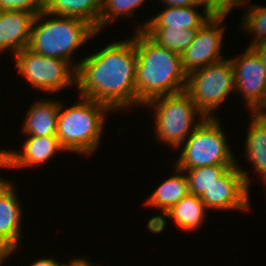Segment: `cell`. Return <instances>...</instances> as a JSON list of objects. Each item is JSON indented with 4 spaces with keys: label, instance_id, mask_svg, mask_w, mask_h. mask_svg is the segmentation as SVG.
<instances>
[{
    "label": "cell",
    "instance_id": "cell-1",
    "mask_svg": "<svg viewBox=\"0 0 266 266\" xmlns=\"http://www.w3.org/2000/svg\"><path fill=\"white\" fill-rule=\"evenodd\" d=\"M103 47L81 59L74 85L78 96L105 104L112 111L138 109L134 34Z\"/></svg>",
    "mask_w": 266,
    "mask_h": 266
},
{
    "label": "cell",
    "instance_id": "cell-2",
    "mask_svg": "<svg viewBox=\"0 0 266 266\" xmlns=\"http://www.w3.org/2000/svg\"><path fill=\"white\" fill-rule=\"evenodd\" d=\"M137 53L135 87L138 108L149 100L180 93L187 85L181 55L152 41L143 31H133Z\"/></svg>",
    "mask_w": 266,
    "mask_h": 266
},
{
    "label": "cell",
    "instance_id": "cell-3",
    "mask_svg": "<svg viewBox=\"0 0 266 266\" xmlns=\"http://www.w3.org/2000/svg\"><path fill=\"white\" fill-rule=\"evenodd\" d=\"M97 36L95 28L85 20L44 10L34 18L28 48L37 54L64 60L77 69L81 60L76 61L74 53Z\"/></svg>",
    "mask_w": 266,
    "mask_h": 266
},
{
    "label": "cell",
    "instance_id": "cell-4",
    "mask_svg": "<svg viewBox=\"0 0 266 266\" xmlns=\"http://www.w3.org/2000/svg\"><path fill=\"white\" fill-rule=\"evenodd\" d=\"M78 98L69 107L60 101L56 136L66 153L89 157L100 148L106 119L113 111L107 105L92 99Z\"/></svg>",
    "mask_w": 266,
    "mask_h": 266
},
{
    "label": "cell",
    "instance_id": "cell-5",
    "mask_svg": "<svg viewBox=\"0 0 266 266\" xmlns=\"http://www.w3.org/2000/svg\"><path fill=\"white\" fill-rule=\"evenodd\" d=\"M143 107L147 108L145 110L153 111V131L156 139L160 143H165L173 151L206 118L197 109L196 104L185 90L153 98Z\"/></svg>",
    "mask_w": 266,
    "mask_h": 266
},
{
    "label": "cell",
    "instance_id": "cell-6",
    "mask_svg": "<svg viewBox=\"0 0 266 266\" xmlns=\"http://www.w3.org/2000/svg\"><path fill=\"white\" fill-rule=\"evenodd\" d=\"M221 117L205 118L177 148L179 158L174 163L179 170L211 165H236ZM180 149V150H179Z\"/></svg>",
    "mask_w": 266,
    "mask_h": 266
},
{
    "label": "cell",
    "instance_id": "cell-7",
    "mask_svg": "<svg viewBox=\"0 0 266 266\" xmlns=\"http://www.w3.org/2000/svg\"><path fill=\"white\" fill-rule=\"evenodd\" d=\"M185 91L205 117H218L217 111L235 93L234 71L229 58L190 73Z\"/></svg>",
    "mask_w": 266,
    "mask_h": 266
},
{
    "label": "cell",
    "instance_id": "cell-8",
    "mask_svg": "<svg viewBox=\"0 0 266 266\" xmlns=\"http://www.w3.org/2000/svg\"><path fill=\"white\" fill-rule=\"evenodd\" d=\"M16 71L35 91L52 95L76 84V69L55 57L37 54L28 47L13 57Z\"/></svg>",
    "mask_w": 266,
    "mask_h": 266
},
{
    "label": "cell",
    "instance_id": "cell-9",
    "mask_svg": "<svg viewBox=\"0 0 266 266\" xmlns=\"http://www.w3.org/2000/svg\"><path fill=\"white\" fill-rule=\"evenodd\" d=\"M252 176L237 164L230 167L219 179L209 186L200 196L207 210L240 211L244 213L251 211V188Z\"/></svg>",
    "mask_w": 266,
    "mask_h": 266
},
{
    "label": "cell",
    "instance_id": "cell-10",
    "mask_svg": "<svg viewBox=\"0 0 266 266\" xmlns=\"http://www.w3.org/2000/svg\"><path fill=\"white\" fill-rule=\"evenodd\" d=\"M240 53L229 58L234 71L235 92L240 94L247 111L254 113L266 101V70L250 47Z\"/></svg>",
    "mask_w": 266,
    "mask_h": 266
},
{
    "label": "cell",
    "instance_id": "cell-11",
    "mask_svg": "<svg viewBox=\"0 0 266 266\" xmlns=\"http://www.w3.org/2000/svg\"><path fill=\"white\" fill-rule=\"evenodd\" d=\"M226 18L212 17L196 32L194 41L181 54V62L187 76L207 65L221 61L225 57L224 48Z\"/></svg>",
    "mask_w": 266,
    "mask_h": 266
},
{
    "label": "cell",
    "instance_id": "cell-12",
    "mask_svg": "<svg viewBox=\"0 0 266 266\" xmlns=\"http://www.w3.org/2000/svg\"><path fill=\"white\" fill-rule=\"evenodd\" d=\"M3 177H0V245L9 252V258H12L14 252L17 254L22 248L25 213L20 196L16 193L18 185Z\"/></svg>",
    "mask_w": 266,
    "mask_h": 266
},
{
    "label": "cell",
    "instance_id": "cell-13",
    "mask_svg": "<svg viewBox=\"0 0 266 266\" xmlns=\"http://www.w3.org/2000/svg\"><path fill=\"white\" fill-rule=\"evenodd\" d=\"M26 137V138H25ZM23 150L9 148L4 170L32 169L47 164L58 152L65 150L60 146L57 136H24Z\"/></svg>",
    "mask_w": 266,
    "mask_h": 266
},
{
    "label": "cell",
    "instance_id": "cell-14",
    "mask_svg": "<svg viewBox=\"0 0 266 266\" xmlns=\"http://www.w3.org/2000/svg\"><path fill=\"white\" fill-rule=\"evenodd\" d=\"M35 15L26 11H0V55L14 57L28 47Z\"/></svg>",
    "mask_w": 266,
    "mask_h": 266
},
{
    "label": "cell",
    "instance_id": "cell-15",
    "mask_svg": "<svg viewBox=\"0 0 266 266\" xmlns=\"http://www.w3.org/2000/svg\"><path fill=\"white\" fill-rule=\"evenodd\" d=\"M161 7L163 10L161 8V11L155 13L156 15L151 16L152 18L149 16V19L144 21L143 24L134 23V26H138L133 30L143 31L144 28H176L181 30L187 28L199 29L212 18L207 13L204 5Z\"/></svg>",
    "mask_w": 266,
    "mask_h": 266
},
{
    "label": "cell",
    "instance_id": "cell-16",
    "mask_svg": "<svg viewBox=\"0 0 266 266\" xmlns=\"http://www.w3.org/2000/svg\"><path fill=\"white\" fill-rule=\"evenodd\" d=\"M208 210L200 196L188 194L176 203L162 218H160L149 230L151 234H159L167 228V221L175 223L176 228L183 232H194L205 222Z\"/></svg>",
    "mask_w": 266,
    "mask_h": 266
},
{
    "label": "cell",
    "instance_id": "cell-17",
    "mask_svg": "<svg viewBox=\"0 0 266 266\" xmlns=\"http://www.w3.org/2000/svg\"><path fill=\"white\" fill-rule=\"evenodd\" d=\"M175 170L171 175L159 183L156 189L147 197L142 204L148 209H158L160 214H156L148 220L146 229H150L160 218H162L176 203L189 194L188 181L185 173L174 166ZM173 173V174H172Z\"/></svg>",
    "mask_w": 266,
    "mask_h": 266
},
{
    "label": "cell",
    "instance_id": "cell-18",
    "mask_svg": "<svg viewBox=\"0 0 266 266\" xmlns=\"http://www.w3.org/2000/svg\"><path fill=\"white\" fill-rule=\"evenodd\" d=\"M54 98H37L27 108L23 124L24 136H56L60 101Z\"/></svg>",
    "mask_w": 266,
    "mask_h": 266
},
{
    "label": "cell",
    "instance_id": "cell-19",
    "mask_svg": "<svg viewBox=\"0 0 266 266\" xmlns=\"http://www.w3.org/2000/svg\"><path fill=\"white\" fill-rule=\"evenodd\" d=\"M249 124L245 137L243 154L252 164L253 173L258 175L266 186V124L255 114L249 113Z\"/></svg>",
    "mask_w": 266,
    "mask_h": 266
},
{
    "label": "cell",
    "instance_id": "cell-20",
    "mask_svg": "<svg viewBox=\"0 0 266 266\" xmlns=\"http://www.w3.org/2000/svg\"><path fill=\"white\" fill-rule=\"evenodd\" d=\"M102 0H44V10L53 15L76 17L91 24L98 33Z\"/></svg>",
    "mask_w": 266,
    "mask_h": 266
},
{
    "label": "cell",
    "instance_id": "cell-21",
    "mask_svg": "<svg viewBox=\"0 0 266 266\" xmlns=\"http://www.w3.org/2000/svg\"><path fill=\"white\" fill-rule=\"evenodd\" d=\"M198 29L144 28L143 32L156 44L182 54L194 41Z\"/></svg>",
    "mask_w": 266,
    "mask_h": 266
},
{
    "label": "cell",
    "instance_id": "cell-22",
    "mask_svg": "<svg viewBox=\"0 0 266 266\" xmlns=\"http://www.w3.org/2000/svg\"><path fill=\"white\" fill-rule=\"evenodd\" d=\"M147 0H102V8L98 20V34L106 31V27L118 20L135 18V12ZM151 1V0H148ZM123 18V19H122Z\"/></svg>",
    "mask_w": 266,
    "mask_h": 266
},
{
    "label": "cell",
    "instance_id": "cell-23",
    "mask_svg": "<svg viewBox=\"0 0 266 266\" xmlns=\"http://www.w3.org/2000/svg\"><path fill=\"white\" fill-rule=\"evenodd\" d=\"M242 10L245 11L242 12L243 18H241L240 30H242V33L245 32V35L250 33L252 38L246 47L266 42V6L249 2Z\"/></svg>",
    "mask_w": 266,
    "mask_h": 266
},
{
    "label": "cell",
    "instance_id": "cell-24",
    "mask_svg": "<svg viewBox=\"0 0 266 266\" xmlns=\"http://www.w3.org/2000/svg\"><path fill=\"white\" fill-rule=\"evenodd\" d=\"M234 165H211L201 166L191 169H184L188 181L189 194L201 196L206 189L211 186Z\"/></svg>",
    "mask_w": 266,
    "mask_h": 266
},
{
    "label": "cell",
    "instance_id": "cell-25",
    "mask_svg": "<svg viewBox=\"0 0 266 266\" xmlns=\"http://www.w3.org/2000/svg\"><path fill=\"white\" fill-rule=\"evenodd\" d=\"M250 0H202L207 13L215 18H227L231 11L238 7H246Z\"/></svg>",
    "mask_w": 266,
    "mask_h": 266
},
{
    "label": "cell",
    "instance_id": "cell-26",
    "mask_svg": "<svg viewBox=\"0 0 266 266\" xmlns=\"http://www.w3.org/2000/svg\"><path fill=\"white\" fill-rule=\"evenodd\" d=\"M19 10L34 14L44 11V0H0V11Z\"/></svg>",
    "mask_w": 266,
    "mask_h": 266
},
{
    "label": "cell",
    "instance_id": "cell-27",
    "mask_svg": "<svg viewBox=\"0 0 266 266\" xmlns=\"http://www.w3.org/2000/svg\"><path fill=\"white\" fill-rule=\"evenodd\" d=\"M159 4L162 6H177V7H187L193 5H203L202 0H158Z\"/></svg>",
    "mask_w": 266,
    "mask_h": 266
},
{
    "label": "cell",
    "instance_id": "cell-28",
    "mask_svg": "<svg viewBox=\"0 0 266 266\" xmlns=\"http://www.w3.org/2000/svg\"><path fill=\"white\" fill-rule=\"evenodd\" d=\"M260 58L265 70H266V42L259 43L250 47Z\"/></svg>",
    "mask_w": 266,
    "mask_h": 266
},
{
    "label": "cell",
    "instance_id": "cell-29",
    "mask_svg": "<svg viewBox=\"0 0 266 266\" xmlns=\"http://www.w3.org/2000/svg\"><path fill=\"white\" fill-rule=\"evenodd\" d=\"M44 257L32 261V263L29 264V266H57L58 261L55 260L52 256L49 257L44 256Z\"/></svg>",
    "mask_w": 266,
    "mask_h": 266
},
{
    "label": "cell",
    "instance_id": "cell-30",
    "mask_svg": "<svg viewBox=\"0 0 266 266\" xmlns=\"http://www.w3.org/2000/svg\"><path fill=\"white\" fill-rule=\"evenodd\" d=\"M89 259H87V257L83 256V257H74L71 260L67 261L69 263H61L57 262V266H83Z\"/></svg>",
    "mask_w": 266,
    "mask_h": 266
},
{
    "label": "cell",
    "instance_id": "cell-31",
    "mask_svg": "<svg viewBox=\"0 0 266 266\" xmlns=\"http://www.w3.org/2000/svg\"><path fill=\"white\" fill-rule=\"evenodd\" d=\"M6 260H9V252L0 245V266H6Z\"/></svg>",
    "mask_w": 266,
    "mask_h": 266
},
{
    "label": "cell",
    "instance_id": "cell-32",
    "mask_svg": "<svg viewBox=\"0 0 266 266\" xmlns=\"http://www.w3.org/2000/svg\"><path fill=\"white\" fill-rule=\"evenodd\" d=\"M8 156V149H0V170L5 167L6 160Z\"/></svg>",
    "mask_w": 266,
    "mask_h": 266
},
{
    "label": "cell",
    "instance_id": "cell-33",
    "mask_svg": "<svg viewBox=\"0 0 266 266\" xmlns=\"http://www.w3.org/2000/svg\"><path fill=\"white\" fill-rule=\"evenodd\" d=\"M254 113L266 124V110H256Z\"/></svg>",
    "mask_w": 266,
    "mask_h": 266
},
{
    "label": "cell",
    "instance_id": "cell-34",
    "mask_svg": "<svg viewBox=\"0 0 266 266\" xmlns=\"http://www.w3.org/2000/svg\"><path fill=\"white\" fill-rule=\"evenodd\" d=\"M83 266H100L97 263L95 264V262H91L90 260H88Z\"/></svg>",
    "mask_w": 266,
    "mask_h": 266
},
{
    "label": "cell",
    "instance_id": "cell-35",
    "mask_svg": "<svg viewBox=\"0 0 266 266\" xmlns=\"http://www.w3.org/2000/svg\"><path fill=\"white\" fill-rule=\"evenodd\" d=\"M257 110H266V101H265L263 107H261V108H259V109H257Z\"/></svg>",
    "mask_w": 266,
    "mask_h": 266
}]
</instances>
